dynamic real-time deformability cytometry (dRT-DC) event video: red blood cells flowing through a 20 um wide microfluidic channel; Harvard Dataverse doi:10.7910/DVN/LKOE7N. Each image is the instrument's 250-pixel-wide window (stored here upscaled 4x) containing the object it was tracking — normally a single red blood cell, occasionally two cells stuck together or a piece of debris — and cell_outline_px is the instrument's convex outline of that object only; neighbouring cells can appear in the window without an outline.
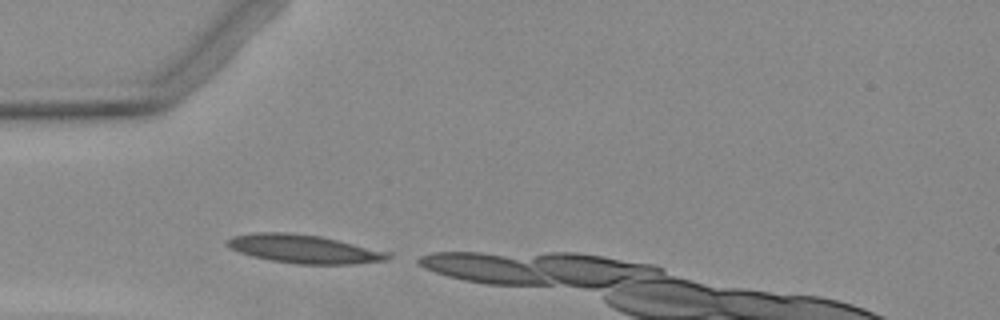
{"species": "Egyptian fruit bat (a non-hibernating species)", "species_latin": "Rousettus aegyptiacus", "temperature_condition": "warm", "stored_images_in_passage": 3, "camera_frame_rate_fps": 3000, "um_per_image_px": 0.085, "animal": {"sex": "female"}, "frame": {"image": 1, "passage_image": 1, "time_ms": 0.0, "image_size_px": [1000, 320], "cell_outline_px": [[392, 256], [388, 260], [352, 264], [296, 264], [272, 260], [252, 256], [228, 248], [224, 244], [224, 240], [232, 236], [256, 232], [284, 232], [320, 236], [392, 252]], "centroid_in_image_um": [25.83, 21.16], "position_along_channel_um": 59.2, "area_um2": 26.88}}